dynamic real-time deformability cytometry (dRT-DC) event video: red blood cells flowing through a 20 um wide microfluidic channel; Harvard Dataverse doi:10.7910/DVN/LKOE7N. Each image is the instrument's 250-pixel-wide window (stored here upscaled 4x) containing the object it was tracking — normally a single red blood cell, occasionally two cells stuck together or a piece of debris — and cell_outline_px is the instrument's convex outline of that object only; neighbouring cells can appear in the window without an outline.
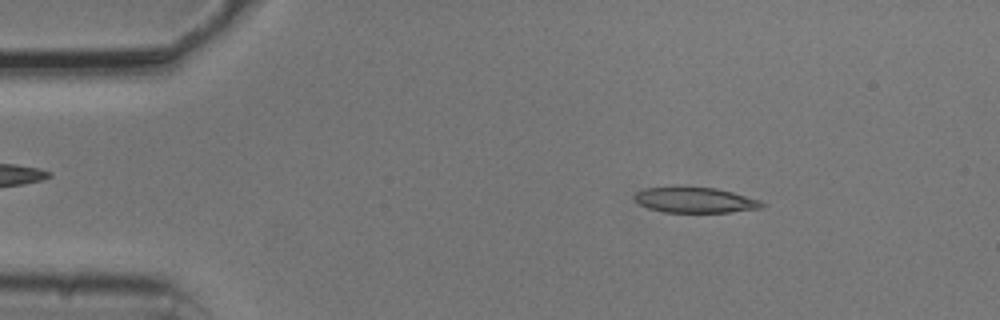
{"species": "common noctule bat (a hibernating species)", "species_latin": "Nyctalus noctula", "temperature_condition": "cold", "stored_images_in_passage": 52, "camera_frame_rate_fps": 3000, "um_per_image_px": 0.085, "animal": {"sex": "male", "body_mass_g": 20.5, "forearm_length_mm": 52.5}, "frame": {"image": 1, "passage_image": 7, "time_ms": 2.0, "image_size_px": [1000, 320], "cell_outline_px": [[768, 204], [760, 208], [728, 212], [664, 212], [648, 208], [632, 200], [632, 196], [636, 192], [644, 188], [676, 184], [680, 184], [716, 188], [732, 192], [760, 200]], "centroid_in_image_um": [58.99, 16.95], "position_along_channel_um": 26.0, "area_um2": 19.77}}
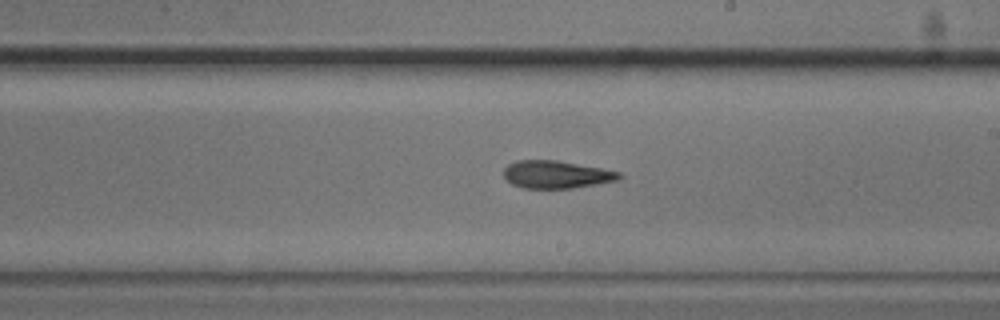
{"frame": {"image": 2, "passage_image": 29, "time_ms": 9.333, "image_size_px": [1000, 320], "cell_outline_px": [[624, 176], [620, 180], [572, 188], [524, 188], [512, 184], [504, 176], [504, 168], [508, 164], [516, 160], [556, 160], [600, 168], [620, 172]], "centroid_in_image_um": [47.3, 14.83], "position_along_channel_um": 241.7, "area_um2": 18.55}}
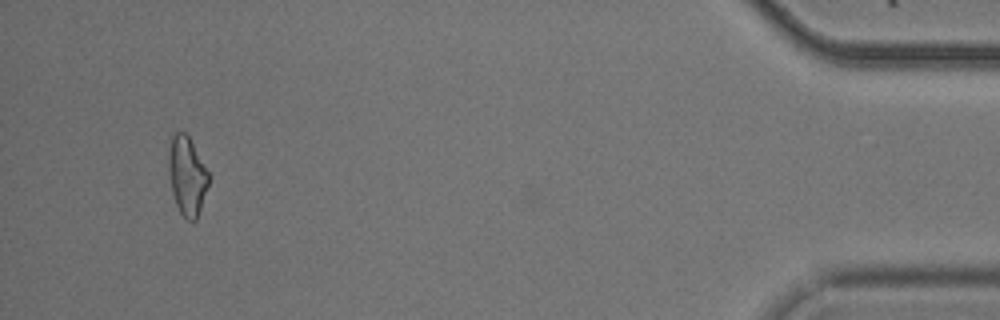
{"frame": {"image": 3, "passage_image": 49, "time_ms": 16.0, "image_size_px": [1000, 320], "cell_outline_px": [[208, 184], [196, 220], [188, 220], [180, 212], [176, 204], [172, 192], [168, 168], [168, 152], [172, 132], [184, 132], [188, 136], [208, 172]], "centroid_in_image_um": [15.86, 14.91], "position_along_channel_um": 419.3, "area_um2": 17.98}, "authors_computed_cell_mechanics": {"area_um2": 19.2763, "velocity_mm_per_s": 3.7847, "shape_relaxation_time_tau1_ms": null, "shape_relaxation_time_tau2_ms": 4.7291, "deformation_change_tau1": null, "deformation_change_tau2": 0.1354}}